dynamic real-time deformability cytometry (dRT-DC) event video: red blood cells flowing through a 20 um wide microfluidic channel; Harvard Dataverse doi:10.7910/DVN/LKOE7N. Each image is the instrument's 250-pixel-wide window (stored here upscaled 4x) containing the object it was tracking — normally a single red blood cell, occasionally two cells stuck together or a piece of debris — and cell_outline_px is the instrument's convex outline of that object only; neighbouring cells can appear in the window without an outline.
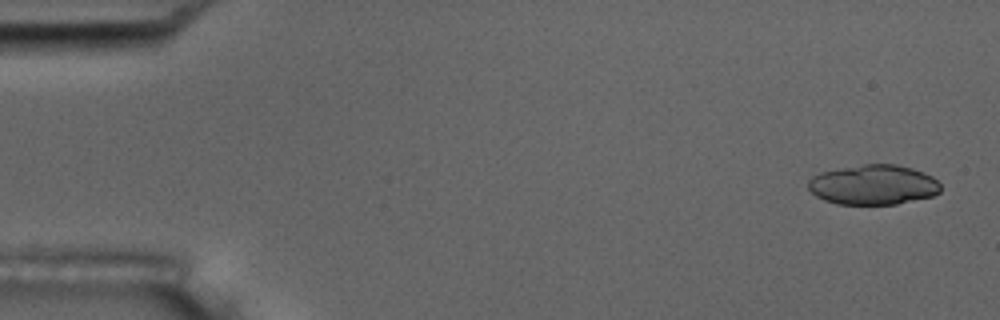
{"species": "common noctule bat (a hibernating species)", "species_latin": "Nyctalus noctula", "temperature_condition": "room temperature", "stored_images_in_passage": 4, "camera_frame_rate_fps": 3000, "um_per_image_px": 0.085, "animal": {"sex": "male", "body_mass_g": 17.5, "forearm_length_mm": 52.3}, "frame": {"image": 1, "passage_image": 1, "time_ms": 0.0, "image_size_px": [1000, 320], "cell_outline_px": [[940, 192], [932, 196], [896, 204], [836, 204], [824, 200], [816, 196], [808, 188], [808, 180], [812, 176], [820, 172], [864, 164], [896, 164], [912, 168], [924, 172], [932, 176], [940, 184]], "centroid_in_image_um": [74.22, 15.7], "position_along_channel_um": 10.8, "area_um2": 30.81}}